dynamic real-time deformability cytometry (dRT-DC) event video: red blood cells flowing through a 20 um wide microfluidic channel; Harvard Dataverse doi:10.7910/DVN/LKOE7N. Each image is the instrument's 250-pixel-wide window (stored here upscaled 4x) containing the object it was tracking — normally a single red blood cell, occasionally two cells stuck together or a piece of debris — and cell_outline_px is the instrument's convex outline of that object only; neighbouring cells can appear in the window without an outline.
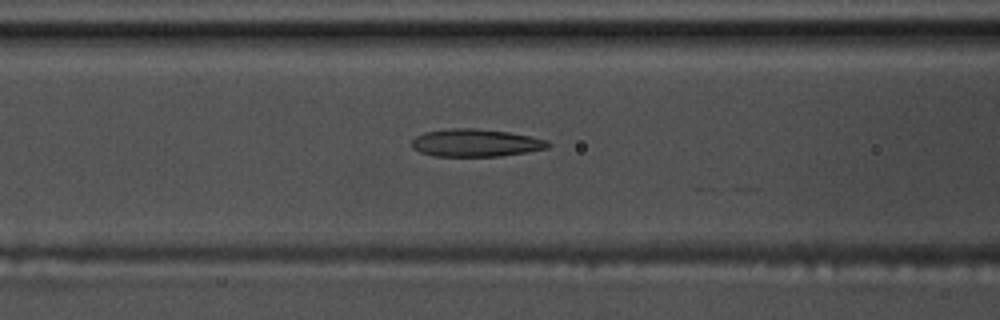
{"species": "common noctule bat (a hibernating species)", "species_latin": "Nyctalus noctula", "temperature_condition": "warm", "stored_images_in_passage": 9, "camera_frame_rate_fps": 3000, "um_per_image_px": 0.085, "animal": {"sex": "male", "body_mass_g": 17.5, "forearm_length_mm": 52.3}, "frame": {"image": 1, "passage_image": 6, "time_ms": 1.667, "image_size_px": [1000, 320], "cell_outline_px": [[552, 144], [548, 148], [500, 156], [432, 156], [420, 152], [412, 148], [412, 140], [416, 136], [424, 132], [452, 128], [472, 128], [508, 132], [548, 140]], "centroid_in_image_um": [40.41, 12.14], "position_along_channel_um": 126.2, "area_um2": 21.85}}